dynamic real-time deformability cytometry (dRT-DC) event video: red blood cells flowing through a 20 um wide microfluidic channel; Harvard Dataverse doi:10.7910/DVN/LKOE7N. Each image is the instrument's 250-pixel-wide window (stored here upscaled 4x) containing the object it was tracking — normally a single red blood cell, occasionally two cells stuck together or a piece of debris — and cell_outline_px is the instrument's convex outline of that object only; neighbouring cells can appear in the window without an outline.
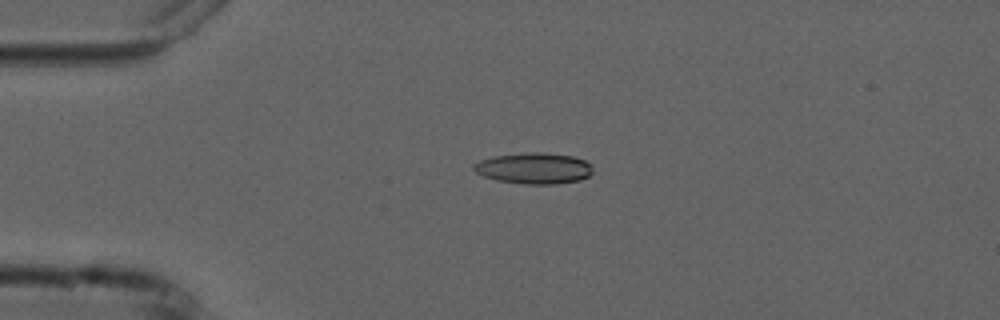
{"species": "common noctule bat (a hibernating species)", "species_latin": "Nyctalus noctula", "temperature_condition": "cold", "stored_images_in_passage": 11, "camera_frame_rate_fps": 3000, "um_per_image_px": 0.085, "animal": {"sex": "male", "forearm_length_mm": 52.5}, "frame": {"image": 1, "passage_image": 4, "time_ms": 4.0, "image_size_px": [1000, 320], "cell_outline_px": [[592, 172], [588, 176], [580, 180], [556, 184], [524, 184], [496, 180], [484, 176], [476, 172], [472, 168], [472, 164], [480, 160], [492, 156], [532, 152], [540, 152], [572, 156], [584, 160], [592, 164]], "centroid_in_image_um": [45.38, 14.3], "position_along_channel_um": 39.6, "area_um2": 21.62}}
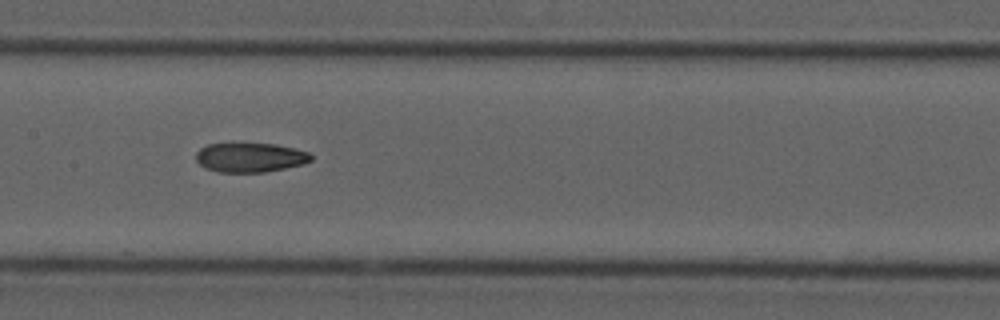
{"frame": {"image": 2, "passage_image": 8, "time_ms": 8.667, "image_size_px": [1000, 320], "cell_outline_px": [[312, 160], [304, 164], [264, 172], [216, 172], [204, 168], [196, 160], [196, 152], [200, 148], [208, 144], [276, 144], [308, 152], [312, 156]], "centroid_in_image_um": [21.24, 13.39], "position_along_channel_um": 186.2, "area_um2": 19.59}}
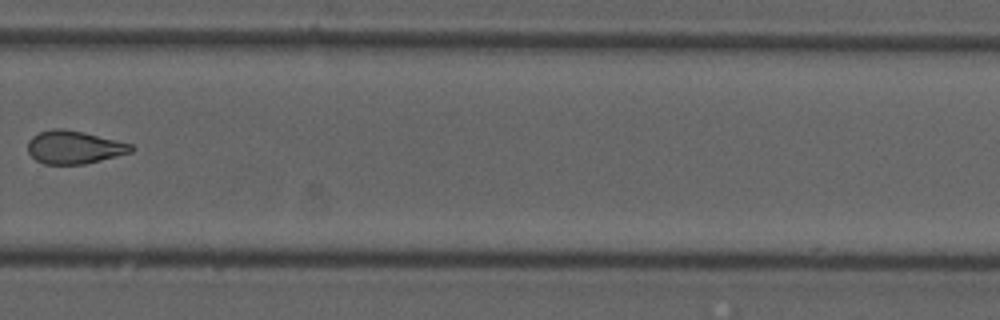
{"frame": {"image": 3, "passage_image": 11, "time_ms": 12.333, "image_size_px": [1000, 320], "cell_outline_px": [[136, 148], [132, 152], [84, 164], [44, 164], [36, 160], [28, 152], [28, 140], [32, 136], [40, 132], [52, 128], [64, 128], [84, 132], [132, 144]], "centroid_in_image_um": [6.3, 12.51], "position_along_channel_um": 323.5, "area_um2": 19.94}}